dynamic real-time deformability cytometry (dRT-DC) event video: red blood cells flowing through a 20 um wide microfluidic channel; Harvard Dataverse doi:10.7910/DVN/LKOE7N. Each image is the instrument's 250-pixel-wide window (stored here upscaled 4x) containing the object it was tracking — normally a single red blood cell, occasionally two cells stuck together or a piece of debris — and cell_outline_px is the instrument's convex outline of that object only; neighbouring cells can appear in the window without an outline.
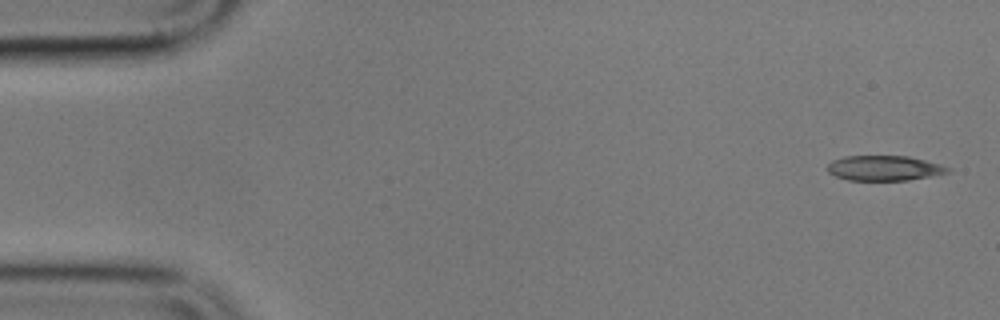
{"species": "common noctule bat (a hibernating species)", "species_latin": "Nyctalus noctula", "temperature_condition": "cold", "stored_images_in_passage": 5, "camera_frame_rate_fps": 3000, "um_per_image_px": 0.085, "animal": {"sex": "male", "body_mass_g": 17.9}, "frame": {"image": 1, "passage_image": 1, "time_ms": 0.0, "image_size_px": [1000, 320], "cell_outline_px": [[952, 172], [932, 176], [908, 180], [848, 180], [836, 176], [828, 172], [828, 164], [832, 160], [844, 156], [908, 156], [940, 164], [952, 168]], "centroid_in_image_um": [75.19, 14.29], "position_along_channel_um": 9.8, "area_um2": 17.63}}
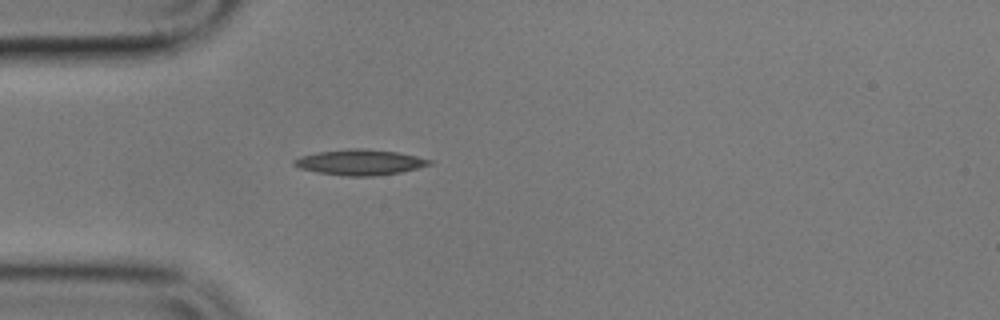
{"frame": {"image": 2, "passage_image": 5, "time_ms": 4.667, "image_size_px": [1000, 320], "cell_outline_px": [[432, 164], [400, 172], [376, 176], [348, 176], [316, 172], [300, 168], [292, 164], [292, 160], [300, 156], [320, 152], [352, 148], [360, 148], [396, 152], [416, 156], [432, 160]], "centroid_in_image_um": [30.57, 13.8], "position_along_channel_um": 54.4, "area_um2": 19.94}}